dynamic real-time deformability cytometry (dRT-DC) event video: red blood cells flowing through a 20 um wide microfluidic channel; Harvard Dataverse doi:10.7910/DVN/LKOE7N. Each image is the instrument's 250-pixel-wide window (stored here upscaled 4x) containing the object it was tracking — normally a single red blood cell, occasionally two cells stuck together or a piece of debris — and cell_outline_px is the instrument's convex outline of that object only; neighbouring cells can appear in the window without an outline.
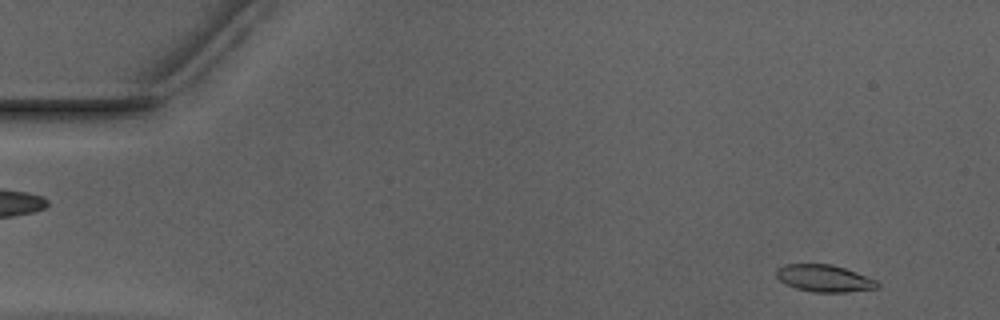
{"species": "Egyptian fruit bat (a non-hibernating species)", "species_latin": "Rousettus aegyptiacus", "temperature_condition": "warm", "stored_images_in_passage": 52, "camera_frame_rate_fps": 3000, "um_per_image_px": 0.085, "animal": {"sex": "male"}, "frame": {"image": 1, "passage_image": 4, "time_ms": 1.0, "image_size_px": [1000, 320], "cell_outline_px": [[880, 288], [848, 292], [816, 292], [796, 288], [780, 280], [776, 276], [776, 268], [784, 264], [832, 264], [856, 272], [876, 280], [880, 284]], "centroid_in_image_um": [70.08, 23.65], "position_along_channel_um": 14.9, "area_um2": 15.9}}
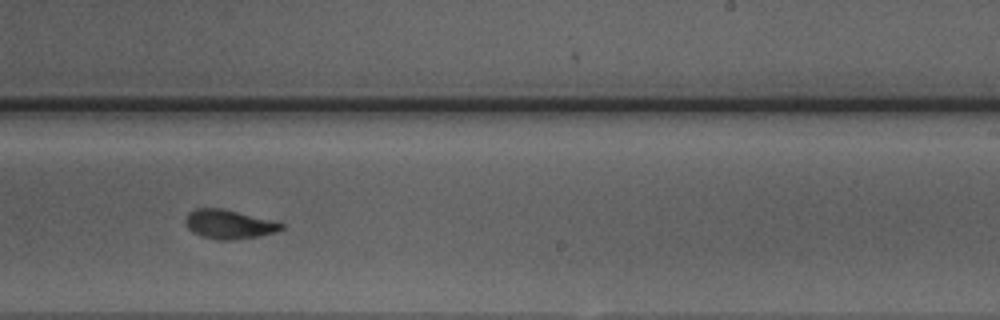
{"frame": {"image": 2, "passage_image": 32, "time_ms": 10.333, "image_size_px": [1000, 320], "cell_outline_px": [[284, 228], [276, 232], [260, 236], [228, 240], [216, 240], [200, 236], [192, 232], [188, 228], [184, 220], [188, 212], [196, 208], [224, 208], [276, 220], [284, 224]], "centroid_in_image_um": [19.48, 19.05], "position_along_channel_um": 269.5, "area_um2": 16.65}}
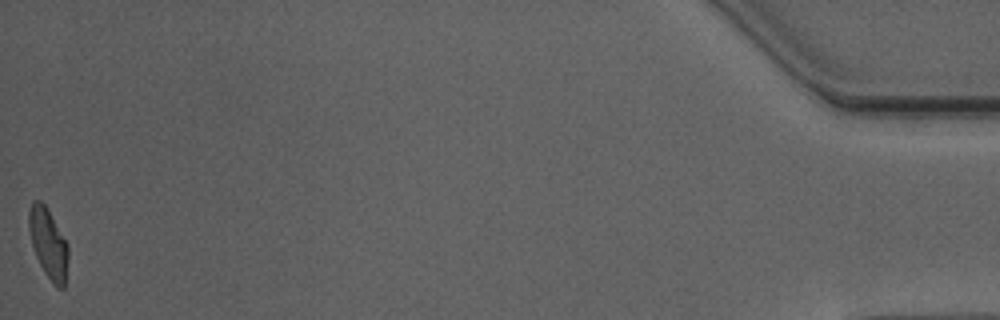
{"frame": {"image": 3, "passage_image": 52, "time_ms": 17.0, "image_size_px": [1000, 320], "cell_outline_px": [[68, 260], [64, 288], [56, 288], [52, 284], [44, 272], [36, 256], [32, 244], [28, 228], [28, 212], [32, 200], [40, 200], [48, 208], [68, 244]], "centroid_in_image_um": [4.1, 20.68], "position_along_channel_um": 431.1, "area_um2": 16.24}, "authors_computed_cell_mechanics": {"area_um2": 16.4152, "velocity_mm_per_s": 3.9513, "shape_relaxation_time_tau1_ms": 4.3525, "shape_relaxation_time_tau2_ms": 1.419, "deformation_change_tau1": 0.1775, "deformation_change_tau2": 0.0734}}